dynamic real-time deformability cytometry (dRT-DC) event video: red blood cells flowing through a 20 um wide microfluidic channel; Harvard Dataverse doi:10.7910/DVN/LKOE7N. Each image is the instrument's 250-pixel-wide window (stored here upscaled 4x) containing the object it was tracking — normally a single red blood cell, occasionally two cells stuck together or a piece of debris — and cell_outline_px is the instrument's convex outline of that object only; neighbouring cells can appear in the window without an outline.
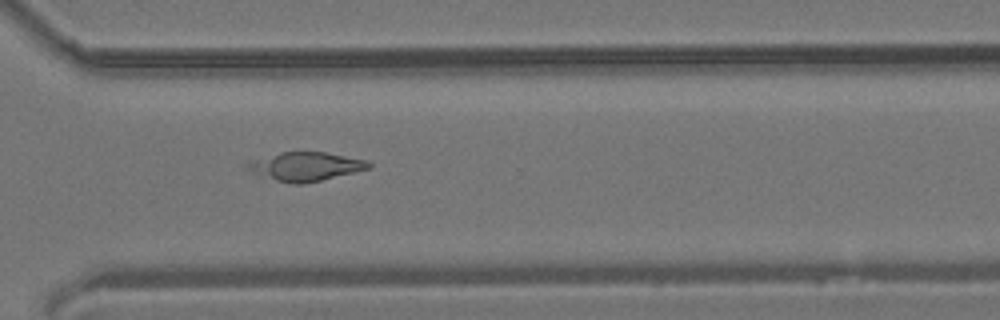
{"species": "common noctule bat (a hibernating species)", "species_latin": "Nyctalus noctula", "temperature_condition": "room temperature", "stored_images_in_passage": 34, "camera_frame_rate_fps": 3000, "um_per_image_px": 0.085, "animal": {"sex": "male", "body_mass_g": 19.2, "forearm_length_mm": 51.8}, "frame": {"image": 1, "passage_image": 18, "time_ms": 5.667, "image_size_px": [1000, 320], "cell_outline_px": [[372, 168], [304, 184], [292, 184], [276, 180], [244, 168], [244, 164], [280, 152], [324, 152], [364, 160], [372, 164]], "centroid_in_image_um": [26.0, 14.16], "position_along_channel_um": 344.6, "area_um2": 19.83}}
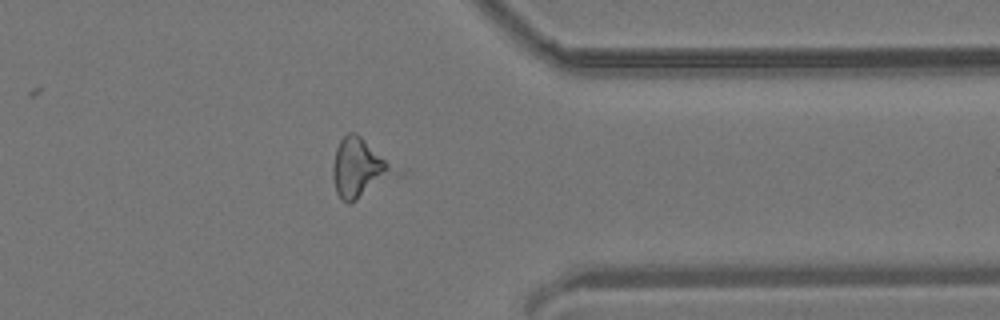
{"frame": {"image": 2, "passage_image": 21, "time_ms": 6.667, "image_size_px": [1000, 320], "cell_outline_px": [[404, 172], [356, 200], [348, 204], [336, 192], [332, 176], [332, 164], [336, 148], [340, 140], [348, 132], [356, 132]], "centroid_in_image_um": [30.59, 14.28], "position_along_channel_um": 380.8, "area_um2": 21.79}}